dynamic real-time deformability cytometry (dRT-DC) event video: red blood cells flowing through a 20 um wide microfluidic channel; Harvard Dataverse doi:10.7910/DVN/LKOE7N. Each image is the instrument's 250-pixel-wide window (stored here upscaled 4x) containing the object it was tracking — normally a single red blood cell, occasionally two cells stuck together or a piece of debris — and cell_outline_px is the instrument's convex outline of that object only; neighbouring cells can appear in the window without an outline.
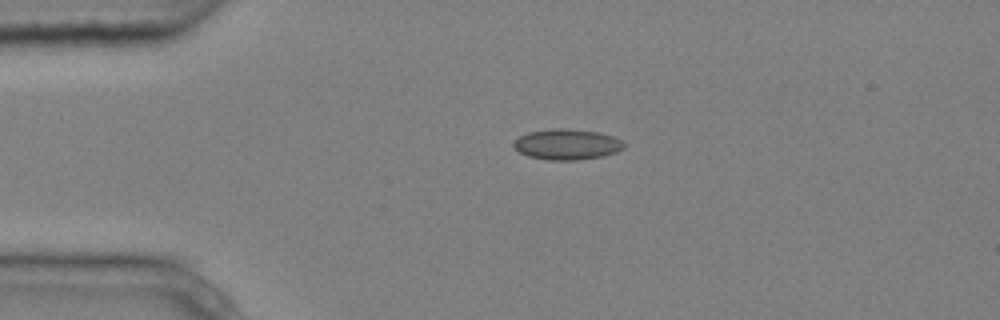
{"species": "common noctule bat (a hibernating species)", "species_latin": "Nyctalus noctula", "temperature_condition": "cold", "stored_images_in_passage": 2, "camera_frame_rate_fps": 3000, "um_per_image_px": 0.085, "animal": {"sex": "male", "body_mass_g": 20.4}, "frame": {"image": 1, "passage_image": 1, "time_ms": 0.0, "image_size_px": [1000, 320], "cell_outline_px": [[624, 148], [616, 152], [604, 156], [580, 160], [548, 160], [528, 156], [520, 152], [512, 144], [520, 136], [528, 132], [552, 128], [560, 128], [600, 132], [612, 136], [620, 140], [624, 144]], "centroid_in_image_um": [48.2, 12.27], "position_along_channel_um": 36.8, "area_um2": 19.65}}